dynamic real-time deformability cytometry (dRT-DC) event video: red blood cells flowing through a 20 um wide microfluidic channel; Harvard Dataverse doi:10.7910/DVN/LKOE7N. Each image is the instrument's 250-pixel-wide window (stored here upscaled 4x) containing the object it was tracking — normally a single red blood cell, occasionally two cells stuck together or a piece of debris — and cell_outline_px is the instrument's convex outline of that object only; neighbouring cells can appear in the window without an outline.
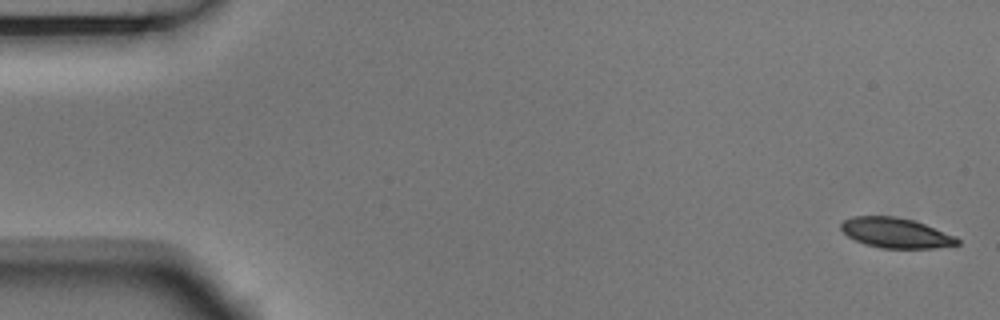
{"species": "Egyptian fruit bat (a non-hibernating species)", "species_latin": "Rousettus aegyptiacus", "temperature_condition": "room temperature", "stored_images_in_passage": 5, "camera_frame_rate_fps": 3000, "um_per_image_px": 0.085, "animal": {"sex": "male"}, "frame": {"image": 1, "passage_image": 1, "time_ms": 0.0, "image_size_px": [1000, 320], "cell_outline_px": [[960, 244], [936, 248], [880, 248], [864, 244], [848, 236], [840, 228], [840, 224], [844, 220], [852, 216], [896, 216], [912, 220], [924, 224], [956, 236], [960, 240]], "centroid_in_image_um": [76.14, 19.8], "position_along_channel_um": 8.9, "area_um2": 20.4}}
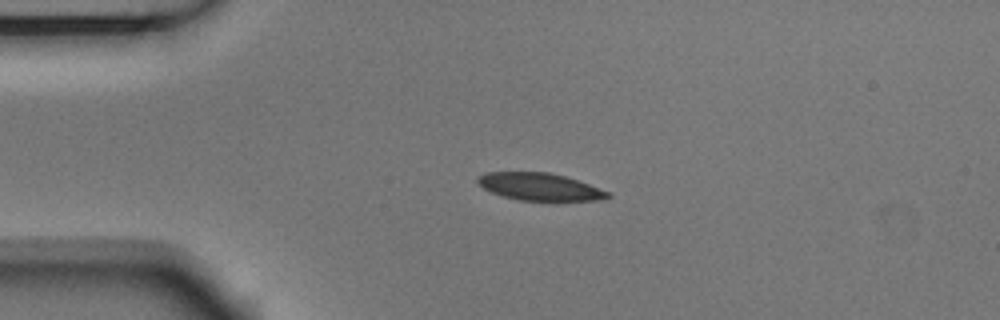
{"frame": {"image": 2, "passage_image": 4, "time_ms": 1.0, "image_size_px": [1000, 320], "cell_outline_px": [[612, 196], [604, 200], [520, 200], [504, 196], [492, 192], [484, 188], [476, 180], [476, 176], [484, 172], [548, 172], [564, 176], [588, 184], [608, 192]], "centroid_in_image_um": [45.85, 15.86], "position_along_channel_um": 39.2, "area_um2": 20.46}}